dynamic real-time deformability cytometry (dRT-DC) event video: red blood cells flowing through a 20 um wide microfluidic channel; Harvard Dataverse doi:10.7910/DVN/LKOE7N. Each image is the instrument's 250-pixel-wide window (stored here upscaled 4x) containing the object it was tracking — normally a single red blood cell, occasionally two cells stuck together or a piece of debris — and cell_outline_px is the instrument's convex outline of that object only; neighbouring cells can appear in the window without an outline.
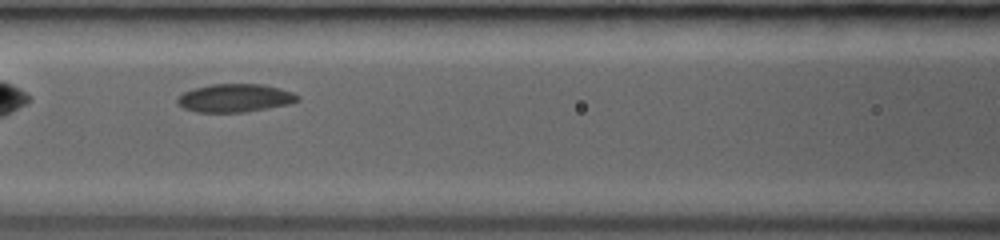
{"species": "common noctule bat (a hibernating species)", "species_latin": "Nyctalus noctula", "temperature_condition": "room temperature", "stored_images_in_passage": 30, "segment_of_instrument_passage": [1, 2], "camera_frame_rate_fps": 3000, "um_per_image_px": 0.085, "animal": {"sex": "female", "body_mass_g": 19.0, "forearm_length_mm": 53.3}, "frame": {"image": 1, "passage_image": 11, "time_ms": 4.333, "image_size_px": [1000, 240], "cell_outline_px": [[300, 100], [288, 104], [268, 108], [244, 112], [196, 112], [184, 108], [176, 104], [176, 100], [184, 92], [196, 88], [212, 84], [264, 84], [280, 88], [292, 92], [300, 96]], "centroid_in_image_um": [19.99, 8.33], "position_along_channel_um": 146.6, "area_um2": 19.71}}
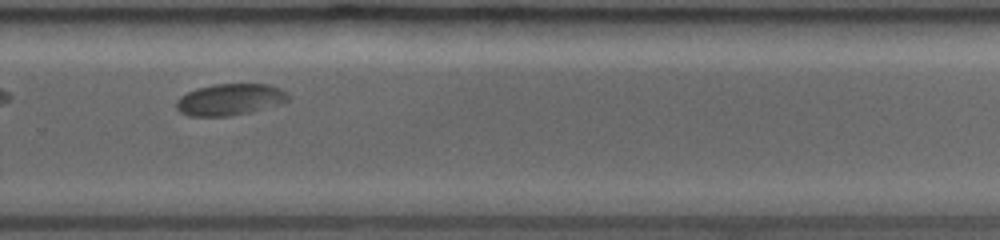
{"frame": {"image": 2, "passage_image": 21, "time_ms": 8.333, "image_size_px": [1000, 240], "cell_outline_px": [[288, 100], [276, 104], [248, 112], [228, 116], [188, 116], [180, 112], [176, 108], [176, 100], [180, 96], [196, 88], [212, 84], [268, 84], [280, 88], [288, 92]], "centroid_in_image_um": [19.49, 8.45], "position_along_channel_um": 310.3, "area_um2": 20.4}}
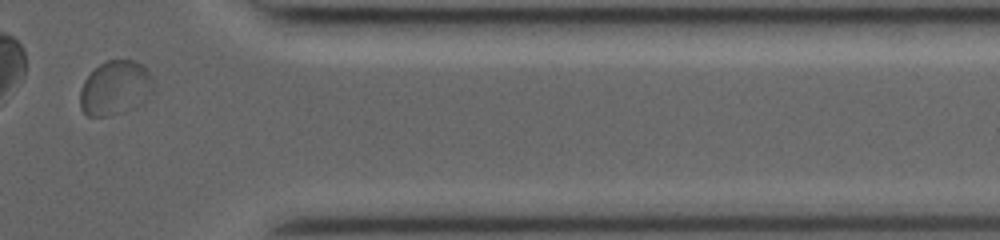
{"frame": {"image": 3, "passage_image": 26, "time_ms": 10.667, "image_size_px": [1000, 240], "cell_outline_px": [[152, 92], [136, 108], [112, 116], [88, 116], [80, 108], [80, 88], [84, 80], [100, 64], [108, 60], [136, 60], [152, 76]], "centroid_in_image_um": [9.78, 7.5], "position_along_channel_um": 401.6, "area_um2": 23.24}}